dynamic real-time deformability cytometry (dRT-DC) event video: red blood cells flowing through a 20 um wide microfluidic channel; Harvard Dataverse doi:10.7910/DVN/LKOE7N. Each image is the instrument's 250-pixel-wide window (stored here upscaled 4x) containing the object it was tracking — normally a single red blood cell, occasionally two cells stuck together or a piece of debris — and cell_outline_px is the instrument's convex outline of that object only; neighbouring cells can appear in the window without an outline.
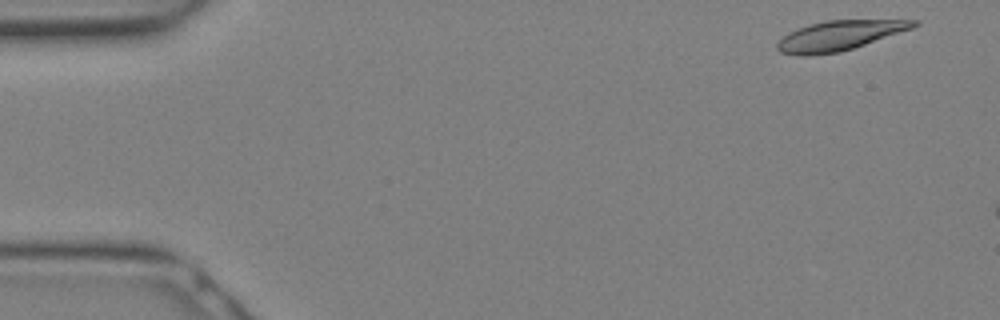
{"species": "Egyptian fruit bat (a non-hibernating species)", "species_latin": "Rousettus aegyptiacus", "temperature_condition": "warm", "stored_images_in_passage": 5, "camera_frame_rate_fps": 3000, "um_per_image_px": 0.085, "animal": {"sex": "female"}, "frame": {"image": 1, "passage_image": 1, "time_ms": 0.0, "image_size_px": [1000, 320], "cell_outline_px": [[920, 24], [912, 28], [840, 52], [808, 56], [796, 56], [780, 52], [776, 48], [776, 44], [788, 32], [796, 28], [808, 24], [824, 20], [920, 20]], "centroid_in_image_um": [71.28, 3.02], "position_along_channel_um": 13.7, "area_um2": 23.64}}